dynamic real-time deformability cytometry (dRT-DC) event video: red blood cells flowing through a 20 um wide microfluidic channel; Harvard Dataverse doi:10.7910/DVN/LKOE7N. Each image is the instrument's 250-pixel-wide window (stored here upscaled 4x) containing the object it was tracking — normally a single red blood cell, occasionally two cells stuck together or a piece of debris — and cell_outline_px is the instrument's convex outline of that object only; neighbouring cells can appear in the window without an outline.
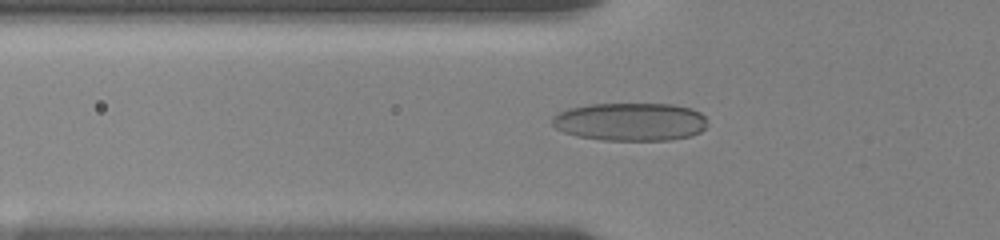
{"species": "human", "species_latin": "Homo sapiens", "temperature_condition": "room temperature", "stored_images_in_passage": 54, "camera_frame_rate_fps": 3000, "um_per_image_px": 0.085, "donor": {"sex": "female"}, "frame": {"image": 1, "passage_image": 19, "time_ms": 6.0, "image_size_px": [1000, 240], "cell_outline_px": [[708, 124], [700, 132], [692, 136], [672, 140], [604, 140], [576, 136], [564, 132], [556, 128], [552, 124], [552, 116], [568, 108], [592, 104], [672, 104], [692, 108], [700, 112], [704, 116]], "centroid_in_image_um": [53.6, 10.35], "position_along_channel_um": 72.2, "area_um2": 34.68}}
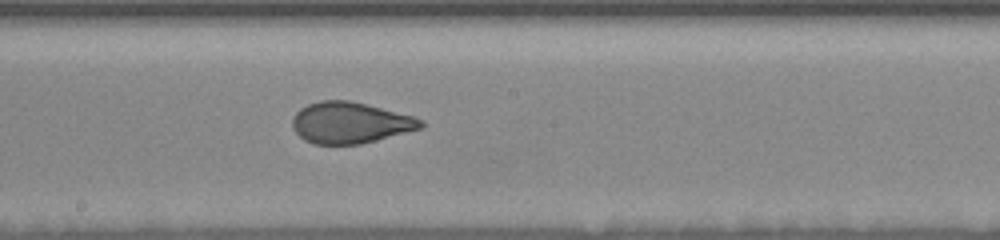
{"frame": {"image": 2, "passage_image": 31, "time_ms": 10.0, "image_size_px": [1000, 240], "cell_outline_px": [[424, 124], [420, 128], [376, 140], [360, 144], [312, 144], [304, 140], [292, 128], [292, 120], [296, 112], [300, 108], [308, 104], [320, 100], [348, 100], [416, 116], [424, 120]], "centroid_in_image_um": [29.75, 10.43], "position_along_channel_um": 218.5, "area_um2": 30.81}}
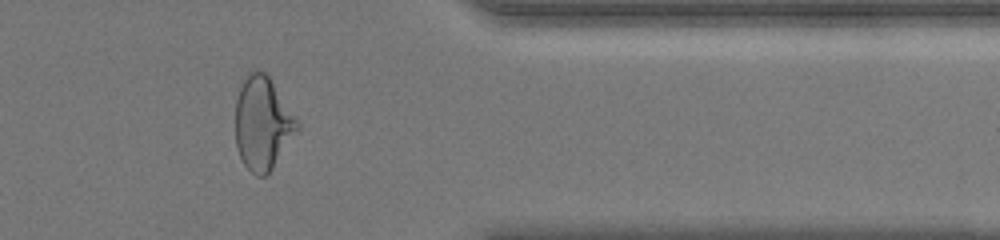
{"frame": {"image": 3, "passage_image": 46, "time_ms": 15.0, "image_size_px": [1000, 240], "cell_outline_px": [[300, 128], [272, 168], [264, 176], [256, 176], [244, 164], [236, 148], [236, 100], [240, 88], [248, 72], [252, 68], [264, 72], [268, 76], [296, 116], [300, 124]], "centroid_in_image_um": [22.33, 10.47], "position_along_channel_um": 389.1, "area_um2": 33.35}}